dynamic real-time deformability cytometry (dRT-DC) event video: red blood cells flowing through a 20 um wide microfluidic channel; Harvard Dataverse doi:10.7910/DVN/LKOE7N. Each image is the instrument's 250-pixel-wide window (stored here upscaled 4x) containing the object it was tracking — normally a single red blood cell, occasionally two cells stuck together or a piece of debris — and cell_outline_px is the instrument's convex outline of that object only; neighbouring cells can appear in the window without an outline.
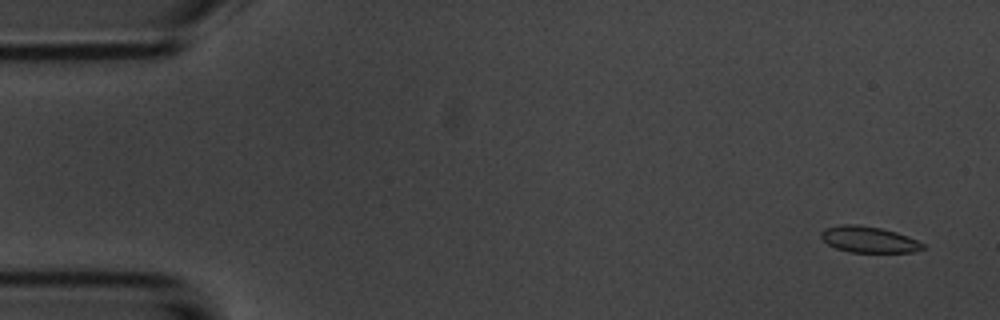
{"species": "common noctule bat (a hibernating species)", "species_latin": "Nyctalus noctula", "temperature_condition": "room temperature", "stored_images_in_passage": 54, "camera_frame_rate_fps": 3000, "um_per_image_px": 0.085, "animal": {"sex": "male", "body_mass_g": 20.1, "forearm_length_mm": 53.5}, "frame": {"image": 1, "passage_image": 2, "time_ms": 0.333, "image_size_px": [1000, 320], "cell_outline_px": [[924, 248], [912, 252], [848, 252], [836, 248], [828, 244], [820, 236], [820, 232], [824, 228], [840, 224], [856, 224], [880, 228], [896, 232], [908, 236], [924, 244]], "centroid_in_image_um": [73.81, 20.35], "position_along_channel_um": 11.2, "area_um2": 15.49}}
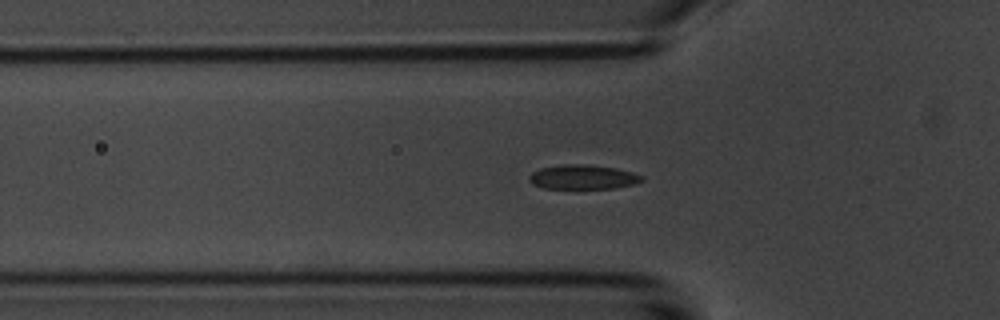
{"frame": {"image": 2, "passage_image": 17, "time_ms": 5.333, "image_size_px": [1000, 320], "cell_outline_px": [[644, 180], [636, 184], [616, 188], [544, 188], [532, 184], [528, 180], [528, 176], [532, 172], [540, 168], [564, 164], [584, 164], [616, 168], [632, 172], [644, 176]], "centroid_in_image_um": [49.56, 15.05], "position_along_channel_um": 76.2, "area_um2": 16.13}}
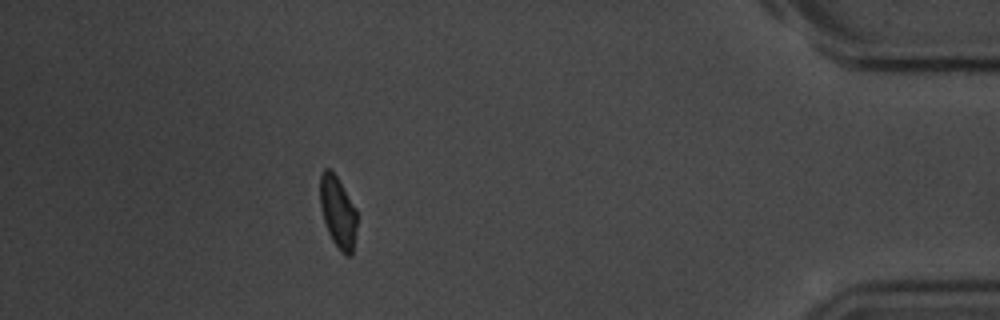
{"frame": {"image": 3, "passage_image": 48, "time_ms": 15.667, "image_size_px": [1000, 320], "cell_outline_px": [[356, 228], [352, 256], [344, 256], [340, 252], [332, 240], [328, 232], [324, 220], [320, 204], [320, 172], [324, 168], [328, 168], [336, 176], [356, 208]], "centroid_in_image_um": [28.71, 18.05], "position_along_channel_um": 406.5, "area_um2": 15.37}, "authors_computed_cell_mechanics": {"area_um2": 15.9528, "velocity_mm_per_s": 3.6818, "shape_relaxation_time_tau1_ms": 4.1549, "shape_relaxation_time_tau2_ms": 5.3628, "deformation_change_tau1": 0.1197, "deformation_change_tau2": 0.0743}}